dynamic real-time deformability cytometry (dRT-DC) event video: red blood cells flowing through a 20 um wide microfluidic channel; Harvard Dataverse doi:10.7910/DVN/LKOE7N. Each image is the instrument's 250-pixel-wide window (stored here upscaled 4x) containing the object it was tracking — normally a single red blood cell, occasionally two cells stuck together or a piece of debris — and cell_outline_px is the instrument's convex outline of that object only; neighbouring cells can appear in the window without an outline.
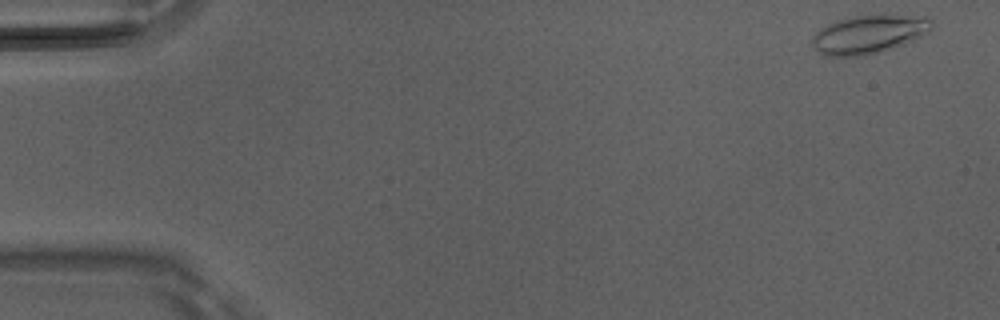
{"species": "Egyptian fruit bat (a non-hibernating species)", "species_latin": "Rousettus aegyptiacus", "temperature_condition": "room temperature", "stored_images_in_passage": 7, "camera_frame_rate_fps": 3000, "um_per_image_px": 0.085, "animal": {"sex": "male"}, "frame": {"image": 1, "passage_image": 1, "time_ms": 0.0, "image_size_px": [1000, 320], "cell_outline_px": [[932, 28], [928, 32], [904, 44], [880, 52], [864, 56], [824, 56], [812, 44], [812, 36], [820, 28], [836, 20], [852, 16], [928, 16], [932, 20]], "centroid_in_image_um": [73.83, 2.93], "position_along_channel_um": 11.2, "area_um2": 26.53}}